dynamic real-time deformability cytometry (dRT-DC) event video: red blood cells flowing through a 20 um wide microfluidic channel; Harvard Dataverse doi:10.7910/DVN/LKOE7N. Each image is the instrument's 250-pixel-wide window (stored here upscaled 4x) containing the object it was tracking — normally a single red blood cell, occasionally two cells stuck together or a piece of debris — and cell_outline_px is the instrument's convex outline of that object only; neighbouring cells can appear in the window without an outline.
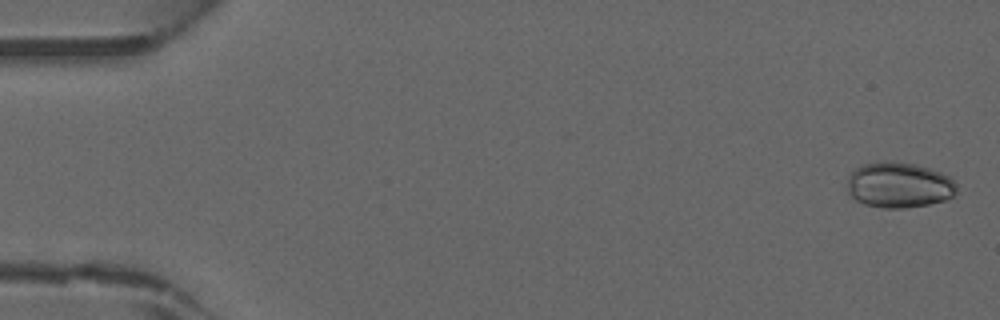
{"species": "common noctule bat (a hibernating species)", "species_latin": "Nyctalus noctula", "temperature_condition": "warm", "stored_images_in_passage": 27, "camera_frame_rate_fps": 3000, "um_per_image_px": 0.085, "animal": {"sex": "male", "forearm_length_mm": 52.5}, "frame": {"image": 1, "passage_image": 2, "time_ms": 0.333, "image_size_px": [1000, 320], "cell_outline_px": [[956, 192], [952, 196], [944, 200], [928, 204], [904, 208], [884, 208], [864, 204], [856, 200], [848, 192], [848, 176], [856, 168], [864, 164], [884, 160], [892, 160], [916, 164], [940, 172], [948, 176], [956, 184]], "centroid_in_image_um": [76.4, 15.71], "position_along_channel_um": 8.6, "area_um2": 29.07}}
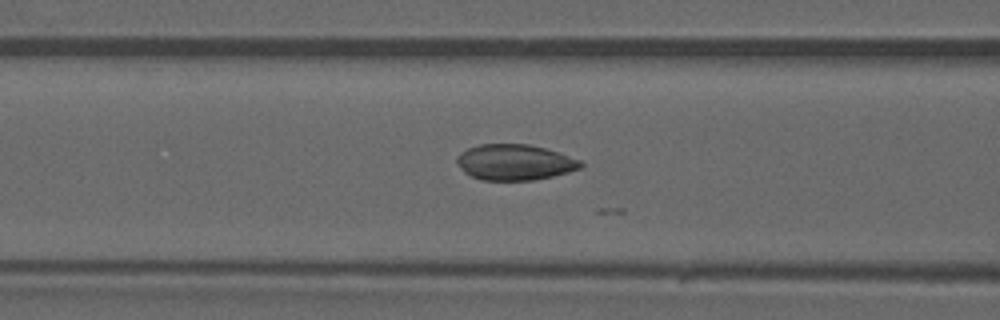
{"frame": {"image": 2, "passage_image": 19, "time_ms": 6.0, "image_size_px": [1000, 320], "cell_outline_px": [[584, 164], [580, 168], [568, 172], [552, 176], [532, 180], [480, 180], [464, 172], [456, 164], [456, 156], [460, 152], [468, 148], [480, 144], [528, 144], [544, 148], [580, 160]], "centroid_in_image_um": [43.7, 13.79], "position_along_channel_um": 122.9, "area_um2": 25.72}}
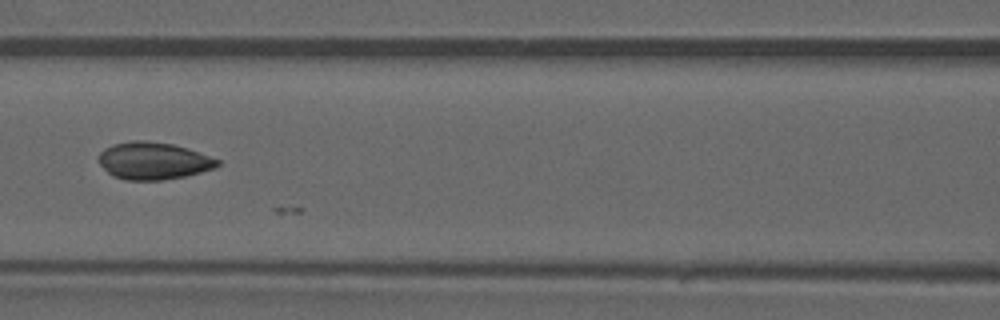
{"frame": {"image": 3, "passage_image": 21, "time_ms": 6.667, "image_size_px": [1000, 320], "cell_outline_px": [[220, 164], [216, 168], [184, 176], [160, 180], [124, 180], [112, 176], [100, 164], [96, 156], [104, 148], [112, 144], [132, 140], [148, 140], [172, 144], [188, 148], [220, 160]], "centroid_in_image_um": [13.01, 13.66], "position_along_channel_um": 153.6, "area_um2": 26.01}}